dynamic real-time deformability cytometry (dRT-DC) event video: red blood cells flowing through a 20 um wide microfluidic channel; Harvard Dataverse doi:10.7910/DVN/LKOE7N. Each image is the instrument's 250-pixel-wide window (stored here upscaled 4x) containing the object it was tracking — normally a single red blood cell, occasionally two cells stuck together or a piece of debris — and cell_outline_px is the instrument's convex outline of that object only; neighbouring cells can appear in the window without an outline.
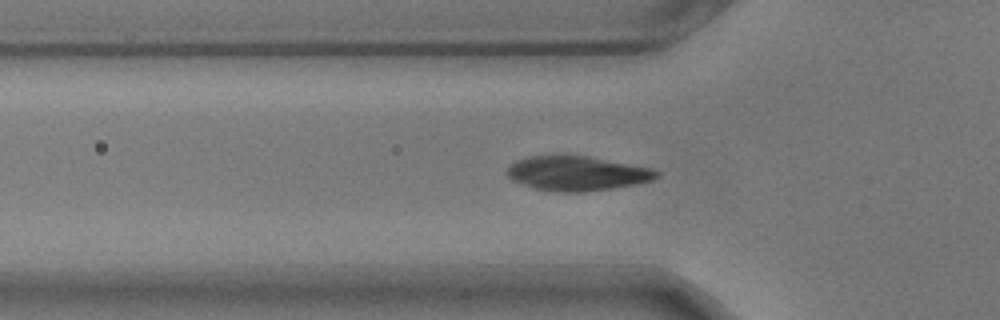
{"species": "common noctule bat (a hibernating species)", "species_latin": "Nyctalus noctula", "temperature_condition": "warm", "stored_images_in_passage": 44, "camera_frame_rate_fps": 3000, "um_per_image_px": 0.085, "animal": {"sex": "male", "body_mass_g": 17.9}, "frame": {"image": 1, "passage_image": 8, "time_ms": 2.333, "image_size_px": [1000, 320], "cell_outline_px": [[660, 176], [652, 180], [636, 184], [612, 188], [584, 192], [556, 192], [536, 188], [512, 180], [508, 176], [508, 168], [516, 160], [528, 156], [592, 156], [652, 168], [660, 172]], "centroid_in_image_um": [49.1, 14.73], "position_along_channel_um": 76.7, "area_um2": 30.0}}
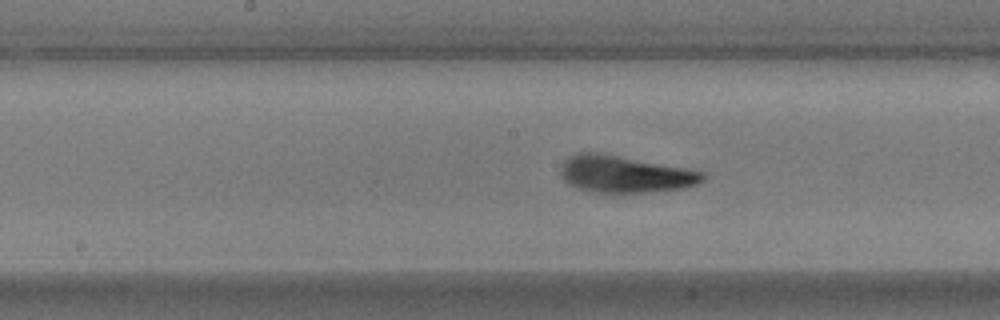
{"frame": {"image": 2, "passage_image": 18, "time_ms": 5.667, "image_size_px": [1000, 320], "cell_outline_px": [[704, 180], [696, 184], [684, 188], [648, 192], [592, 192], [576, 188], [568, 184], [560, 176], [560, 168], [564, 160], [568, 156], [576, 152], [600, 152], [688, 168], [704, 172]], "centroid_in_image_um": [53.07, 14.79], "position_along_channel_um": 195.1, "area_um2": 30.92}}
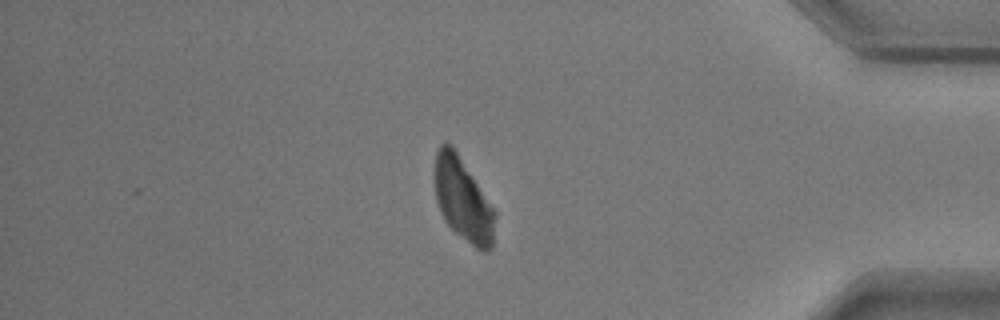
{"frame": {"image": 3, "passage_image": 38, "time_ms": 12.333, "image_size_px": [1000, 320], "cell_outline_px": [[496, 216], [492, 248], [488, 252], [484, 252], [476, 248], [456, 232], [444, 220], [440, 212], [436, 200], [436, 152], [440, 144], [444, 140], [448, 140], [452, 144], [496, 212]], "centroid_in_image_um": [39.37, 16.97], "position_along_channel_um": 395.8, "area_um2": 29.02}}